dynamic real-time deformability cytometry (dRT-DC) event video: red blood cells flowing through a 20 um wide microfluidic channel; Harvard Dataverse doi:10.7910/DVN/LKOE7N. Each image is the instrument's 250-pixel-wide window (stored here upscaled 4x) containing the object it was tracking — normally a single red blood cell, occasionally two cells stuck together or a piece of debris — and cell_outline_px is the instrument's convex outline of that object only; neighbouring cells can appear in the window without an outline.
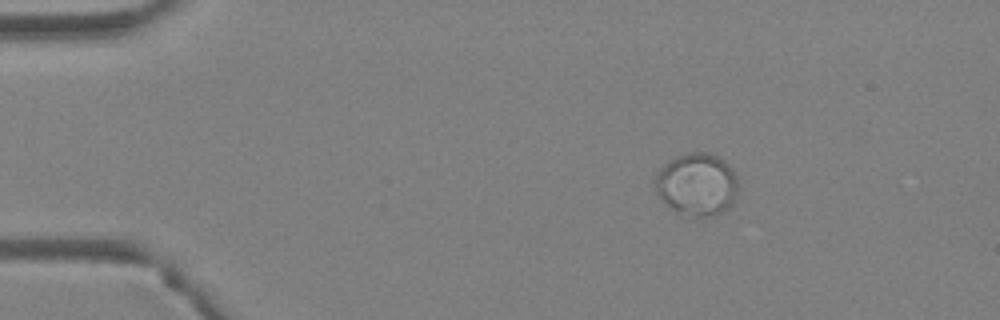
{"species": "Egyptian fruit bat (a non-hibernating species)", "species_latin": "Rousettus aegyptiacus", "temperature_condition": "warm", "stored_images_in_passage": 5, "camera_frame_rate_fps": 3000, "um_per_image_px": 0.085, "animal": {"sex": "female"}, "frame": {"image": 1, "passage_image": 2, "time_ms": 0.333, "image_size_px": [1000, 320], "cell_outline_px": [[736, 196], [732, 204], [724, 212], [708, 216], [704, 216], [676, 212], [656, 192], [656, 176], [660, 168], [668, 160], [676, 156], [688, 152], [708, 152], [724, 160], [736, 172]], "centroid_in_image_um": [59.26, 15.63], "position_along_channel_um": 25.7, "area_um2": 29.94}}
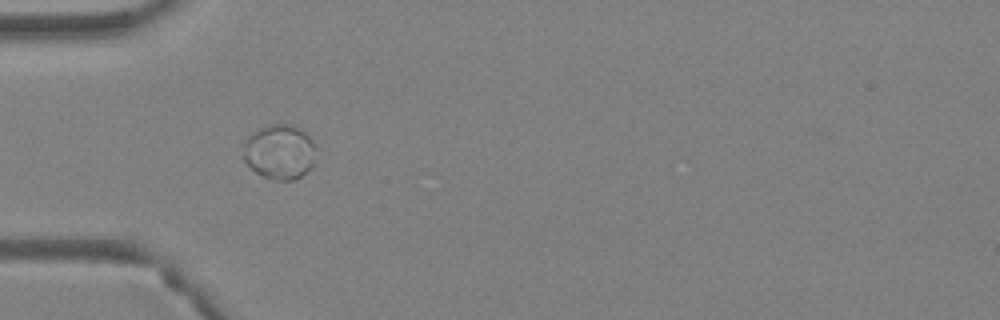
{"frame": {"image": 2, "passage_image": 4, "time_ms": 1.0, "image_size_px": [1000, 320], "cell_outline_px": [[312, 168], [300, 176], [292, 180], [276, 180], [264, 176], [256, 172], [240, 156], [244, 144], [252, 132], [260, 128], [272, 124], [296, 124], [312, 140]], "centroid_in_image_um": [23.71, 12.9], "position_along_channel_um": 61.3, "area_um2": 22.95}}
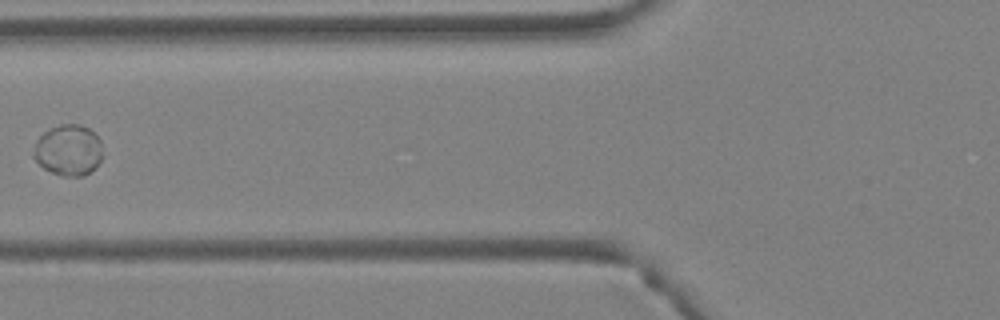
{"frame": {"image": 3, "passage_image": 5, "time_ms": 1.333, "image_size_px": [1000, 320], "cell_outline_px": [[104, 156], [84, 176], [60, 176], [44, 168], [32, 156], [36, 140], [44, 132], [60, 124], [80, 124], [88, 128], [100, 140]], "centroid_in_image_um": [5.81, 12.76], "position_along_channel_um": 120.0, "area_um2": 20.4}}